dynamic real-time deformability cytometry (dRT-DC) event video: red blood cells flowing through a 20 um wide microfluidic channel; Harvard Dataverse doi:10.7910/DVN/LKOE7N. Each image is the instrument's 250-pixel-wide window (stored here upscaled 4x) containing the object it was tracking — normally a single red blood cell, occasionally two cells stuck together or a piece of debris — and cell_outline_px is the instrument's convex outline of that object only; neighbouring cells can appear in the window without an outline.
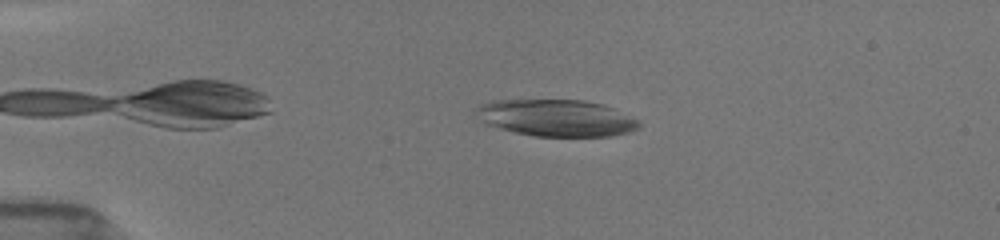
{"species": "common noctule bat (a hibernating species)", "species_latin": "Nyctalus noctula", "temperature_condition": "room temperature", "stored_images_in_passage": 11, "camera_frame_rate_fps": 3000, "um_per_image_px": 0.085, "animal": {"sex": "female", "body_mass_g": 19.5, "forearm_length_mm": 54.1}, "frame": {"image": 1, "passage_image": 3, "time_ms": 1.333, "image_size_px": [1000, 240], "cell_outline_px": [[640, 124], [636, 128], [624, 132], [608, 136], [536, 136], [516, 132], [488, 124], [484, 120], [476, 108], [492, 100], [584, 100], [600, 104], [612, 108], [636, 120]], "centroid_in_image_um": [47.29, 10.01], "position_along_channel_um": 37.7, "area_um2": 33.76}}